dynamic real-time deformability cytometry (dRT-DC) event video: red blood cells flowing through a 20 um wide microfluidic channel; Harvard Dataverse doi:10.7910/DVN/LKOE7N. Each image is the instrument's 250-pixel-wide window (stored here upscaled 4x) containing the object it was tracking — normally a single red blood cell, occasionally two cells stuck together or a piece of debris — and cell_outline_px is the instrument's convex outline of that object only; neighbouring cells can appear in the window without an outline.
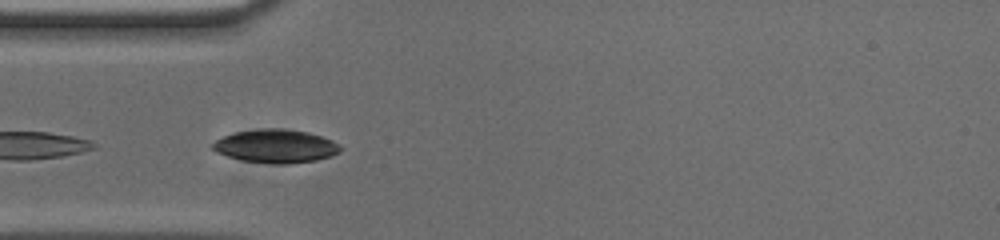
{"species": "common noctule bat (a hibernating species)", "species_latin": "Nyctalus noctula", "temperature_condition": "cold", "stored_images_in_passage": 16, "camera_frame_rate_fps": 3000, "um_per_image_px": 0.085, "animal": {"sex": "male", "body_mass_g": 20.0, "forearm_length_mm": 53.3}, "frame": {"image": 1, "passage_image": 14, "time_ms": 4.333, "image_size_px": [1000, 240], "cell_outline_px": [[344, 148], [340, 152], [332, 156], [316, 160], [284, 164], [272, 164], [244, 160], [228, 156], [216, 152], [212, 148], [212, 144], [216, 140], [224, 136], [236, 132], [260, 128], [280, 128], [308, 132], [332, 140]], "centroid_in_image_um": [23.47, 12.42], "position_along_channel_um": 61.5, "area_um2": 24.8}}